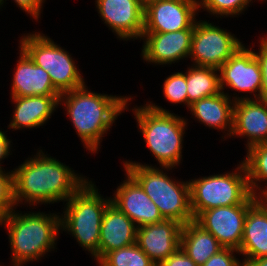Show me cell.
Wrapping results in <instances>:
<instances>
[{
    "instance_id": "d6a6232c",
    "label": "cell",
    "mask_w": 267,
    "mask_h": 266,
    "mask_svg": "<svg viewBox=\"0 0 267 266\" xmlns=\"http://www.w3.org/2000/svg\"><path fill=\"white\" fill-rule=\"evenodd\" d=\"M157 266H198L180 247Z\"/></svg>"
},
{
    "instance_id": "603a6c76",
    "label": "cell",
    "mask_w": 267,
    "mask_h": 266,
    "mask_svg": "<svg viewBox=\"0 0 267 266\" xmlns=\"http://www.w3.org/2000/svg\"><path fill=\"white\" fill-rule=\"evenodd\" d=\"M180 248L198 265L202 266L223 247L218 240L195 220L181 228Z\"/></svg>"
},
{
    "instance_id": "7402d4cb",
    "label": "cell",
    "mask_w": 267,
    "mask_h": 266,
    "mask_svg": "<svg viewBox=\"0 0 267 266\" xmlns=\"http://www.w3.org/2000/svg\"><path fill=\"white\" fill-rule=\"evenodd\" d=\"M137 228L125 213L110 203L100 228L99 260L112 250L135 244Z\"/></svg>"
},
{
    "instance_id": "83f0119b",
    "label": "cell",
    "mask_w": 267,
    "mask_h": 266,
    "mask_svg": "<svg viewBox=\"0 0 267 266\" xmlns=\"http://www.w3.org/2000/svg\"><path fill=\"white\" fill-rule=\"evenodd\" d=\"M162 92L166 101L173 104L186 106L188 109L186 72L178 70L166 76L162 84Z\"/></svg>"
},
{
    "instance_id": "7a4b0ae2",
    "label": "cell",
    "mask_w": 267,
    "mask_h": 266,
    "mask_svg": "<svg viewBox=\"0 0 267 266\" xmlns=\"http://www.w3.org/2000/svg\"><path fill=\"white\" fill-rule=\"evenodd\" d=\"M128 98L127 94L122 96L97 93L85 84L62 93L59 107L62 106L63 111H67L65 115L70 119L83 148L89 151L87 154L93 155L99 153L103 138L125 112Z\"/></svg>"
},
{
    "instance_id": "d4e9b609",
    "label": "cell",
    "mask_w": 267,
    "mask_h": 266,
    "mask_svg": "<svg viewBox=\"0 0 267 266\" xmlns=\"http://www.w3.org/2000/svg\"><path fill=\"white\" fill-rule=\"evenodd\" d=\"M243 157L251 193L267 198V143L249 147Z\"/></svg>"
},
{
    "instance_id": "8992f818",
    "label": "cell",
    "mask_w": 267,
    "mask_h": 266,
    "mask_svg": "<svg viewBox=\"0 0 267 266\" xmlns=\"http://www.w3.org/2000/svg\"><path fill=\"white\" fill-rule=\"evenodd\" d=\"M122 167V171L127 172L158 207L164 219L175 220L182 225L194 220L190 208L189 180H176V177L170 176L175 168L138 163H123Z\"/></svg>"
},
{
    "instance_id": "836d02e7",
    "label": "cell",
    "mask_w": 267,
    "mask_h": 266,
    "mask_svg": "<svg viewBox=\"0 0 267 266\" xmlns=\"http://www.w3.org/2000/svg\"><path fill=\"white\" fill-rule=\"evenodd\" d=\"M9 132L7 129L6 131L0 128V169H4V167L2 166L5 161L6 158L8 159V157L13 154L12 151H14L13 147V142L10 138V136L8 137V133ZM12 143V144H11ZM12 150V151H11Z\"/></svg>"
},
{
    "instance_id": "9a60e30c",
    "label": "cell",
    "mask_w": 267,
    "mask_h": 266,
    "mask_svg": "<svg viewBox=\"0 0 267 266\" xmlns=\"http://www.w3.org/2000/svg\"><path fill=\"white\" fill-rule=\"evenodd\" d=\"M113 195L111 203L125 213L139 228L164 220L158 207L153 203L141 186L127 173Z\"/></svg>"
},
{
    "instance_id": "4dcf8cb0",
    "label": "cell",
    "mask_w": 267,
    "mask_h": 266,
    "mask_svg": "<svg viewBox=\"0 0 267 266\" xmlns=\"http://www.w3.org/2000/svg\"><path fill=\"white\" fill-rule=\"evenodd\" d=\"M267 35V34H266ZM259 37V41H257V46L259 47L257 50L254 49V55L259 61L261 72H262V86L260 92V99L267 100V36Z\"/></svg>"
},
{
    "instance_id": "f35d334b",
    "label": "cell",
    "mask_w": 267,
    "mask_h": 266,
    "mask_svg": "<svg viewBox=\"0 0 267 266\" xmlns=\"http://www.w3.org/2000/svg\"><path fill=\"white\" fill-rule=\"evenodd\" d=\"M261 3H265L267 0H259Z\"/></svg>"
},
{
    "instance_id": "d590c367",
    "label": "cell",
    "mask_w": 267,
    "mask_h": 266,
    "mask_svg": "<svg viewBox=\"0 0 267 266\" xmlns=\"http://www.w3.org/2000/svg\"><path fill=\"white\" fill-rule=\"evenodd\" d=\"M8 212L0 205V227L3 228Z\"/></svg>"
},
{
    "instance_id": "5bb4252c",
    "label": "cell",
    "mask_w": 267,
    "mask_h": 266,
    "mask_svg": "<svg viewBox=\"0 0 267 266\" xmlns=\"http://www.w3.org/2000/svg\"><path fill=\"white\" fill-rule=\"evenodd\" d=\"M253 204L216 207L202 211L194 220L210 232L223 248L239 251L248 209Z\"/></svg>"
},
{
    "instance_id": "9c48e42d",
    "label": "cell",
    "mask_w": 267,
    "mask_h": 266,
    "mask_svg": "<svg viewBox=\"0 0 267 266\" xmlns=\"http://www.w3.org/2000/svg\"><path fill=\"white\" fill-rule=\"evenodd\" d=\"M251 44L253 46L245 44L241 46L218 69L221 91L234 102L243 99H260L262 72L259 61L254 55L255 42ZM227 89L235 91L233 92L234 96L232 93L229 94Z\"/></svg>"
},
{
    "instance_id": "4fadbf2b",
    "label": "cell",
    "mask_w": 267,
    "mask_h": 266,
    "mask_svg": "<svg viewBox=\"0 0 267 266\" xmlns=\"http://www.w3.org/2000/svg\"><path fill=\"white\" fill-rule=\"evenodd\" d=\"M193 29L166 33H143L141 59L146 64L171 66L181 60H189Z\"/></svg>"
},
{
    "instance_id": "7c38bea8",
    "label": "cell",
    "mask_w": 267,
    "mask_h": 266,
    "mask_svg": "<svg viewBox=\"0 0 267 266\" xmlns=\"http://www.w3.org/2000/svg\"><path fill=\"white\" fill-rule=\"evenodd\" d=\"M94 2L95 10L103 24L119 40L124 42L141 40L144 30V8L140 0H95Z\"/></svg>"
},
{
    "instance_id": "484cf974",
    "label": "cell",
    "mask_w": 267,
    "mask_h": 266,
    "mask_svg": "<svg viewBox=\"0 0 267 266\" xmlns=\"http://www.w3.org/2000/svg\"><path fill=\"white\" fill-rule=\"evenodd\" d=\"M97 266H157L135 243L106 253Z\"/></svg>"
},
{
    "instance_id": "277c9868",
    "label": "cell",
    "mask_w": 267,
    "mask_h": 266,
    "mask_svg": "<svg viewBox=\"0 0 267 266\" xmlns=\"http://www.w3.org/2000/svg\"><path fill=\"white\" fill-rule=\"evenodd\" d=\"M17 208L7 214L3 225L10 246L9 266L36 264L57 249L61 233L60 212H25Z\"/></svg>"
},
{
    "instance_id": "5b68a950",
    "label": "cell",
    "mask_w": 267,
    "mask_h": 266,
    "mask_svg": "<svg viewBox=\"0 0 267 266\" xmlns=\"http://www.w3.org/2000/svg\"><path fill=\"white\" fill-rule=\"evenodd\" d=\"M95 182L89 179L63 205L61 233L71 235L87 251L92 260L99 261L100 228L111 198L100 194Z\"/></svg>"
},
{
    "instance_id": "8fae6325",
    "label": "cell",
    "mask_w": 267,
    "mask_h": 266,
    "mask_svg": "<svg viewBox=\"0 0 267 266\" xmlns=\"http://www.w3.org/2000/svg\"><path fill=\"white\" fill-rule=\"evenodd\" d=\"M198 15L197 0L156 1L144 8L143 33H166L194 29Z\"/></svg>"
},
{
    "instance_id": "44dd1931",
    "label": "cell",
    "mask_w": 267,
    "mask_h": 266,
    "mask_svg": "<svg viewBox=\"0 0 267 266\" xmlns=\"http://www.w3.org/2000/svg\"><path fill=\"white\" fill-rule=\"evenodd\" d=\"M239 253L244 266L267 257V198H259L248 209Z\"/></svg>"
},
{
    "instance_id": "f1b7e54d",
    "label": "cell",
    "mask_w": 267,
    "mask_h": 266,
    "mask_svg": "<svg viewBox=\"0 0 267 266\" xmlns=\"http://www.w3.org/2000/svg\"><path fill=\"white\" fill-rule=\"evenodd\" d=\"M0 205L8 213L17 207L14 200L13 170L0 169Z\"/></svg>"
},
{
    "instance_id": "52a82bcc",
    "label": "cell",
    "mask_w": 267,
    "mask_h": 266,
    "mask_svg": "<svg viewBox=\"0 0 267 266\" xmlns=\"http://www.w3.org/2000/svg\"><path fill=\"white\" fill-rule=\"evenodd\" d=\"M232 170L189 179L190 208L194 219L205 210L238 204H254L259 199L250 191L243 161H239L237 167L235 165Z\"/></svg>"
},
{
    "instance_id": "cb8c5ba5",
    "label": "cell",
    "mask_w": 267,
    "mask_h": 266,
    "mask_svg": "<svg viewBox=\"0 0 267 266\" xmlns=\"http://www.w3.org/2000/svg\"><path fill=\"white\" fill-rule=\"evenodd\" d=\"M186 82L188 109L194 102L221 92L217 68L187 64Z\"/></svg>"
},
{
    "instance_id": "8d00e7d4",
    "label": "cell",
    "mask_w": 267,
    "mask_h": 266,
    "mask_svg": "<svg viewBox=\"0 0 267 266\" xmlns=\"http://www.w3.org/2000/svg\"><path fill=\"white\" fill-rule=\"evenodd\" d=\"M156 1H161V0H140L141 5H142L143 8H145L149 4H151L153 2H156Z\"/></svg>"
},
{
    "instance_id": "2e32d148",
    "label": "cell",
    "mask_w": 267,
    "mask_h": 266,
    "mask_svg": "<svg viewBox=\"0 0 267 266\" xmlns=\"http://www.w3.org/2000/svg\"><path fill=\"white\" fill-rule=\"evenodd\" d=\"M245 140V149L267 143V100L243 99L234 103L233 129L230 139Z\"/></svg>"
},
{
    "instance_id": "e0dca14e",
    "label": "cell",
    "mask_w": 267,
    "mask_h": 266,
    "mask_svg": "<svg viewBox=\"0 0 267 266\" xmlns=\"http://www.w3.org/2000/svg\"><path fill=\"white\" fill-rule=\"evenodd\" d=\"M182 224L164 219L137 228L136 244L158 265L180 247Z\"/></svg>"
},
{
    "instance_id": "4316f807",
    "label": "cell",
    "mask_w": 267,
    "mask_h": 266,
    "mask_svg": "<svg viewBox=\"0 0 267 266\" xmlns=\"http://www.w3.org/2000/svg\"><path fill=\"white\" fill-rule=\"evenodd\" d=\"M253 1L255 2V0H199L198 7L199 13L206 11V15L217 19L220 17V20L228 17L231 19L244 14L249 5H253Z\"/></svg>"
},
{
    "instance_id": "e575fe53",
    "label": "cell",
    "mask_w": 267,
    "mask_h": 266,
    "mask_svg": "<svg viewBox=\"0 0 267 266\" xmlns=\"http://www.w3.org/2000/svg\"><path fill=\"white\" fill-rule=\"evenodd\" d=\"M245 266H267V257L251 260Z\"/></svg>"
},
{
    "instance_id": "1f68e13d",
    "label": "cell",
    "mask_w": 267,
    "mask_h": 266,
    "mask_svg": "<svg viewBox=\"0 0 267 266\" xmlns=\"http://www.w3.org/2000/svg\"><path fill=\"white\" fill-rule=\"evenodd\" d=\"M8 0H4V4ZM16 3V7H19V9L26 13V15H29L31 19L36 20V22L41 20V13L43 15V7H45L44 3L46 0H11V2Z\"/></svg>"
},
{
    "instance_id": "f546056e",
    "label": "cell",
    "mask_w": 267,
    "mask_h": 266,
    "mask_svg": "<svg viewBox=\"0 0 267 266\" xmlns=\"http://www.w3.org/2000/svg\"><path fill=\"white\" fill-rule=\"evenodd\" d=\"M239 255L240 253L236 249L222 248L211 256L202 266H244L241 261L242 259H239Z\"/></svg>"
},
{
    "instance_id": "ba28073f",
    "label": "cell",
    "mask_w": 267,
    "mask_h": 266,
    "mask_svg": "<svg viewBox=\"0 0 267 266\" xmlns=\"http://www.w3.org/2000/svg\"><path fill=\"white\" fill-rule=\"evenodd\" d=\"M18 42L34 63L48 72L54 88L60 94L86 84L83 73L74 60L75 57H72L73 54L54 42L47 34L37 30L23 33Z\"/></svg>"
},
{
    "instance_id": "ac0fdd59",
    "label": "cell",
    "mask_w": 267,
    "mask_h": 266,
    "mask_svg": "<svg viewBox=\"0 0 267 266\" xmlns=\"http://www.w3.org/2000/svg\"><path fill=\"white\" fill-rule=\"evenodd\" d=\"M18 48L19 56L13 68L10 96H60L48 72L37 66L20 46Z\"/></svg>"
},
{
    "instance_id": "3957f363",
    "label": "cell",
    "mask_w": 267,
    "mask_h": 266,
    "mask_svg": "<svg viewBox=\"0 0 267 266\" xmlns=\"http://www.w3.org/2000/svg\"><path fill=\"white\" fill-rule=\"evenodd\" d=\"M129 95L125 111H132L134 119L137 122L136 128L141 133L147 149L152 153V157L156 159L157 165L141 163L133 160H122V163H138L145 166L170 167L177 169L182 165L184 137L188 130L189 122L187 117H182L158 106L153 101H145L140 106L133 105L131 101L134 99V94ZM130 105V106H129ZM129 107H131L129 109Z\"/></svg>"
},
{
    "instance_id": "ffe728a7",
    "label": "cell",
    "mask_w": 267,
    "mask_h": 266,
    "mask_svg": "<svg viewBox=\"0 0 267 266\" xmlns=\"http://www.w3.org/2000/svg\"><path fill=\"white\" fill-rule=\"evenodd\" d=\"M234 103L221 91L194 102L188 111H190L191 118L198 121L197 123L204 124L210 130L221 131L223 135L220 138L225 141L230 138L233 129Z\"/></svg>"
},
{
    "instance_id": "d6986e66",
    "label": "cell",
    "mask_w": 267,
    "mask_h": 266,
    "mask_svg": "<svg viewBox=\"0 0 267 266\" xmlns=\"http://www.w3.org/2000/svg\"><path fill=\"white\" fill-rule=\"evenodd\" d=\"M60 96H10L14 105L7 129L12 131L45 126L59 108Z\"/></svg>"
},
{
    "instance_id": "30bf717a",
    "label": "cell",
    "mask_w": 267,
    "mask_h": 266,
    "mask_svg": "<svg viewBox=\"0 0 267 266\" xmlns=\"http://www.w3.org/2000/svg\"><path fill=\"white\" fill-rule=\"evenodd\" d=\"M214 24L201 18L195 21L189 56L192 65L219 69L245 44L230 30Z\"/></svg>"
},
{
    "instance_id": "74e56055",
    "label": "cell",
    "mask_w": 267,
    "mask_h": 266,
    "mask_svg": "<svg viewBox=\"0 0 267 266\" xmlns=\"http://www.w3.org/2000/svg\"><path fill=\"white\" fill-rule=\"evenodd\" d=\"M3 6L5 7L4 0H0V10L3 8Z\"/></svg>"
},
{
    "instance_id": "6da1fadb",
    "label": "cell",
    "mask_w": 267,
    "mask_h": 266,
    "mask_svg": "<svg viewBox=\"0 0 267 266\" xmlns=\"http://www.w3.org/2000/svg\"><path fill=\"white\" fill-rule=\"evenodd\" d=\"M38 149L36 155L32 154L12 169L16 206H29V210L43 204H64L89 180L43 148Z\"/></svg>"
}]
</instances>
